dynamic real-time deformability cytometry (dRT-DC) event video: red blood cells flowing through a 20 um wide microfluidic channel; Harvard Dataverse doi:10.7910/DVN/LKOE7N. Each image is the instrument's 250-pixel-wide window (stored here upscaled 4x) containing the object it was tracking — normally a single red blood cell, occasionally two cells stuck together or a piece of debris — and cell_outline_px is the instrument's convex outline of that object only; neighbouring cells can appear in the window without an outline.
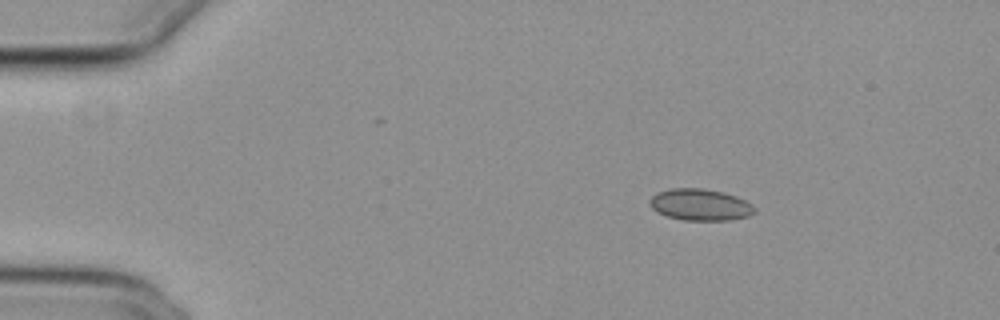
{"species": "common noctule bat (a hibernating species)", "species_latin": "Nyctalus noctula", "temperature_condition": "cold", "stored_images_in_passage": 46, "camera_frame_rate_fps": 3000, "um_per_image_px": 0.085, "animal": {"sex": "female", "body_mass_g": 29.2, "forearm_length_mm": 56.3}, "frame": {"image": 1, "passage_image": 1, "time_ms": 0.0, "image_size_px": [1000, 320], "cell_outline_px": [[756, 212], [748, 216], [732, 220], [684, 220], [668, 216], [656, 212], [648, 204], [648, 200], [656, 192], [672, 188], [704, 188], [724, 192], [736, 196], [752, 204], [756, 208]], "centroid_in_image_um": [59.51, 17.39], "position_along_channel_um": 25.5, "area_um2": 19.54}}
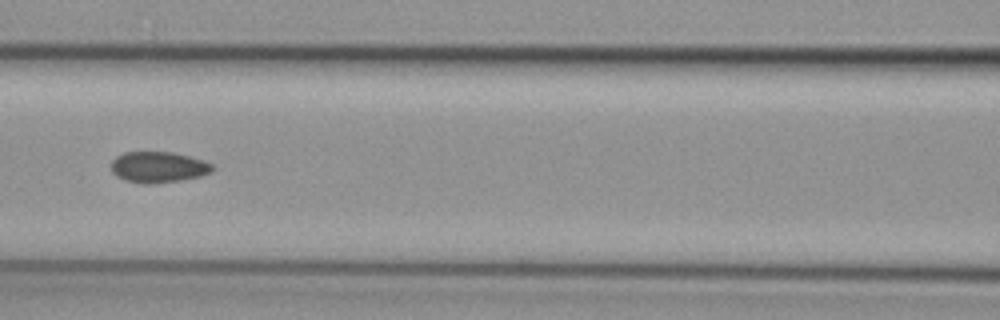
{"frame": {"image": 2, "passage_image": 17, "time_ms": 5.333, "image_size_px": [1000, 320], "cell_outline_px": [[216, 168], [212, 172], [200, 176], [180, 180], [152, 184], [140, 184], [124, 180], [116, 176], [112, 172], [112, 160], [116, 156], [124, 152], [172, 152], [204, 160], [212, 164]], "centroid_in_image_um": [13.46, 14.21], "position_along_channel_um": 153.1, "area_um2": 18.44}}
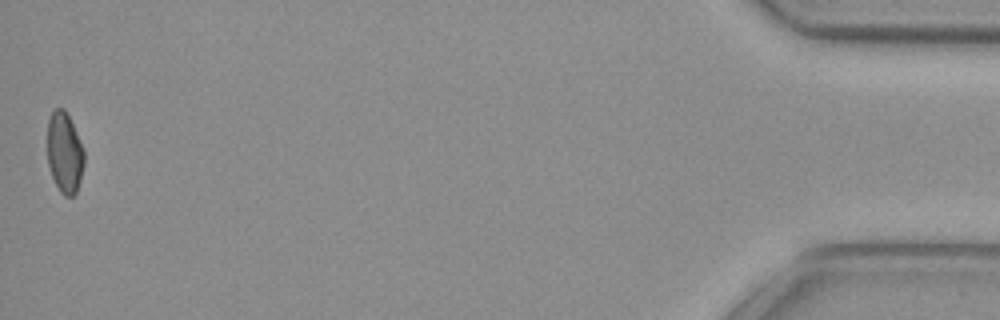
{"frame": {"image": 3, "passage_image": 46, "time_ms": 15.0, "image_size_px": [1000, 320], "cell_outline_px": [[84, 164], [80, 180], [76, 192], [72, 196], [64, 196], [60, 192], [52, 176], [48, 164], [48, 120], [52, 112], [56, 108], [64, 108], [76, 132], [84, 152]], "centroid_in_image_um": [5.48, 12.99], "position_along_channel_um": 429.7, "area_um2": 17.05}, "authors_computed_cell_mechanics": {"area_um2": 18.1781, "velocity_mm_per_s": 3.8548, "shape_relaxation_time_tau1_ms": null, "shape_relaxation_time_tau2_ms": 2.7144, "deformation_change_tau1": null, "deformation_change_tau2": 0.0726}}